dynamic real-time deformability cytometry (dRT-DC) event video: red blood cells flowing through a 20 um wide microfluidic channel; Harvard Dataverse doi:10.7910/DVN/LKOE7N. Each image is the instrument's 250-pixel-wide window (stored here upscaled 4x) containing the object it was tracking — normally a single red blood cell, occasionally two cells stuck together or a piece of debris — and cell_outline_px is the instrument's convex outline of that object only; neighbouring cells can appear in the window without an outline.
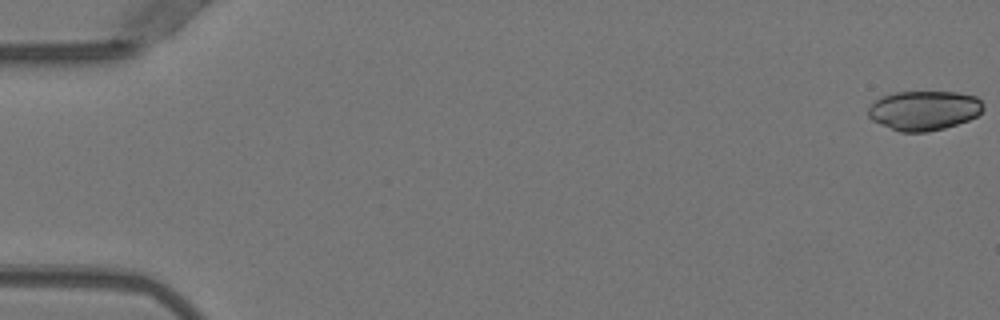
{"species": "Egyptian fruit bat (a non-hibernating species)", "species_latin": "Rousettus aegyptiacus", "temperature_condition": "warm", "stored_images_in_passage": 17, "camera_frame_rate_fps": 3000, "um_per_image_px": 0.085, "animal": {"sex": "female"}, "frame": {"image": 1, "passage_image": 1, "time_ms": 0.0, "image_size_px": [1000, 320], "cell_outline_px": [[984, 108], [976, 116], [968, 120], [944, 128], [928, 132], [900, 132], [880, 124], [872, 120], [868, 116], [868, 108], [880, 96], [896, 92], [956, 92], [976, 96], [984, 104]], "centroid_in_image_um": [78.53, 9.38], "position_along_channel_um": 6.5, "area_um2": 26.53}}
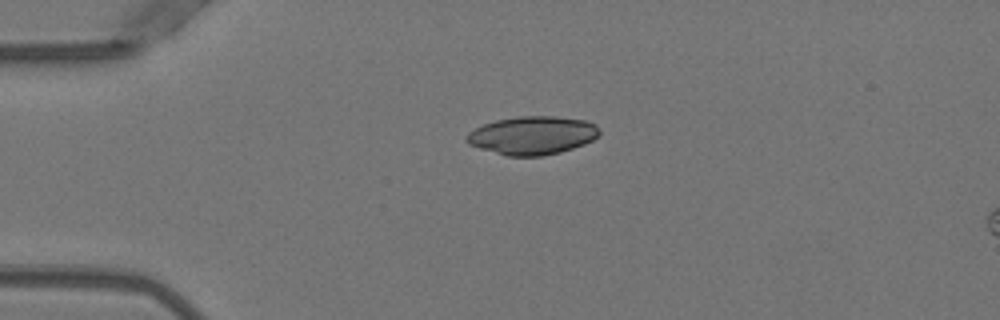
{"frame": {"image": 2, "passage_image": 13, "time_ms": 4.0, "image_size_px": [1000, 320], "cell_outline_px": [[600, 132], [592, 140], [584, 144], [560, 152], [540, 156], [508, 156], [480, 148], [468, 144], [464, 140], [464, 136], [468, 132], [484, 124], [496, 120], [516, 116], [556, 116], [584, 120], [596, 124]], "centroid_in_image_um": [45.22, 11.5], "position_along_channel_um": 39.8, "area_um2": 29.59}}